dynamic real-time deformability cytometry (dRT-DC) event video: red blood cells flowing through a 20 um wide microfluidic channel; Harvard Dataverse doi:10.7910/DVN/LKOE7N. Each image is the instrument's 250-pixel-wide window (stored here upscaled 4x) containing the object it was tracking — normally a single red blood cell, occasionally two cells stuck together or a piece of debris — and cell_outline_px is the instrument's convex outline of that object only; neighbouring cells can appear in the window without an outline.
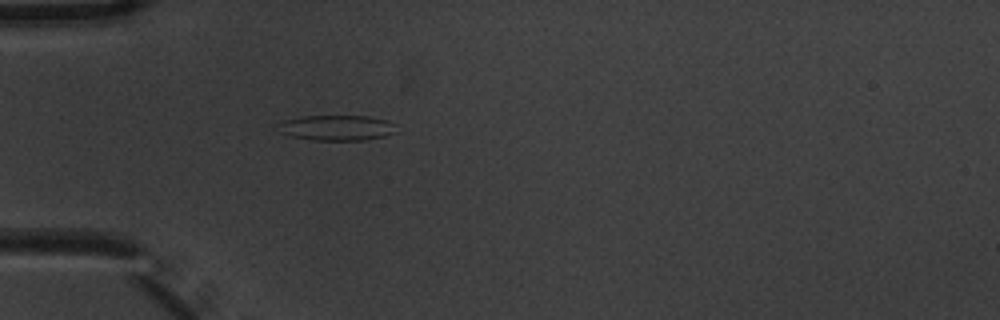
{"species": "common noctule bat (a hibernating species)", "species_latin": "Nyctalus noctula", "temperature_condition": "warm", "stored_images_in_passage": 5, "camera_frame_rate_fps": 3000, "um_per_image_px": 0.085, "animal": {"sex": "male", "body_mass_g": 20.1, "forearm_length_mm": 53.5}, "frame": {"image": 1, "passage_image": 5, "time_ms": 1.333, "image_size_px": [1000, 320], "cell_outline_px": [[396, 132], [384, 136], [364, 140], [312, 140], [292, 136], [280, 132], [276, 124], [284, 120], [304, 116], [368, 116], [388, 120], [396, 124]], "centroid_in_image_um": [28.64, 10.86], "position_along_channel_um": 56.4, "area_um2": 17.57}}